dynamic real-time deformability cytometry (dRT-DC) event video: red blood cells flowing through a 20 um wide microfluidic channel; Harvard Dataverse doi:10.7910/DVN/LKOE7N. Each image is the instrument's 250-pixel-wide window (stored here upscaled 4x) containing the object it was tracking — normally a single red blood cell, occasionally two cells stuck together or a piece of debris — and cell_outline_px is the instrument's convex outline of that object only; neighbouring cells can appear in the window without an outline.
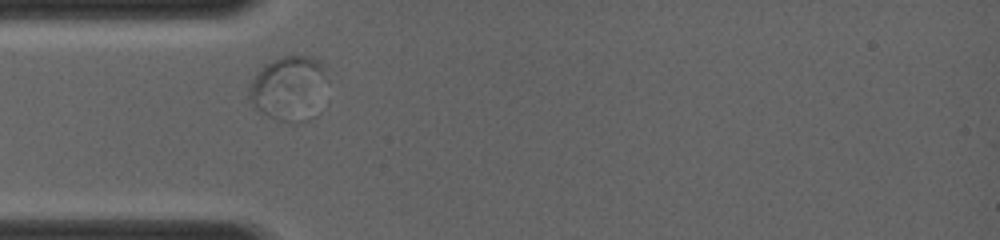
{"species": "common noctule bat (a hibernating species)", "species_latin": "Nyctalus noctula", "temperature_condition": "room temperature", "stored_images_in_passage": 36, "camera_frame_rate_fps": 4000, "um_per_image_px": 0.085, "animal": {"sex": "female", "body_mass_g": 19.0, "forearm_length_mm": 56.7}, "frame": {"image": 1, "passage_image": 1, "time_ms": 0.0, "image_size_px": [1000, 240], "cell_outline_px": [[320, 72], [292, 124], [268, 116], [252, 108], [248, 96], [248, 92], [252, 80], [260, 68], [264, 64], [284, 56], [308, 56], [320, 64]], "centroid_in_image_um": [24.08, 7.36], "position_along_channel_um": 60.9, "area_um2": 24.28}}
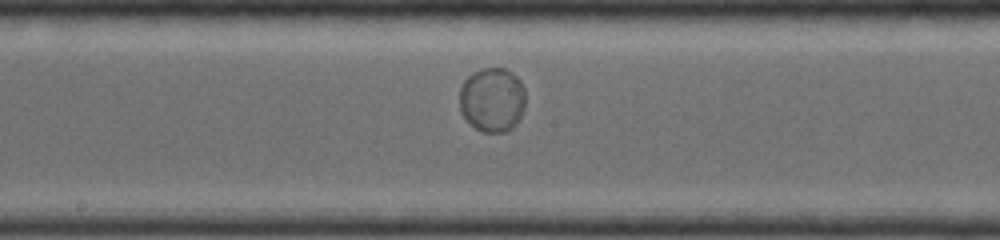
{"frame": {"image": 2, "passage_image": 14, "time_ms": 3.25, "image_size_px": [1000, 240], "cell_outline_px": [[524, 108], [516, 124], [508, 132], [484, 132], [476, 128], [460, 112], [460, 84], [472, 72], [480, 68], [508, 68], [520, 80], [524, 88]], "centroid_in_image_um": [41.84, 8.45], "position_along_channel_um": 206.4, "area_um2": 24.97}}
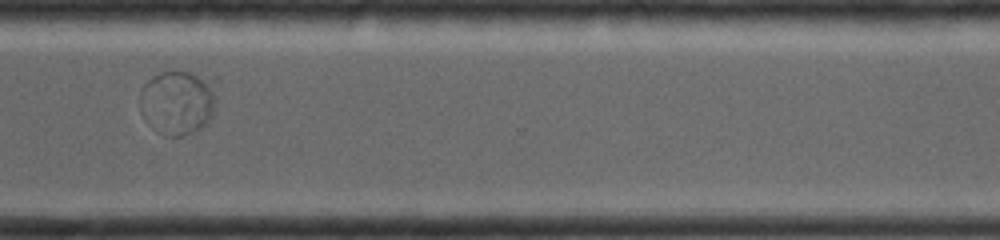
{"frame": {"image": 3, "passage_image": 27, "time_ms": 6.5, "image_size_px": [1000, 240], "cell_outline_px": [[216, 100], [212, 116], [200, 128], [184, 136], [168, 136], [148, 124], [144, 120], [140, 112], [140, 92], [144, 84], [152, 76], [160, 72], [188, 72], [204, 80], [208, 84]], "centroid_in_image_um": [15.0, 8.75], "position_along_channel_um": 355.6, "area_um2": 27.86}}